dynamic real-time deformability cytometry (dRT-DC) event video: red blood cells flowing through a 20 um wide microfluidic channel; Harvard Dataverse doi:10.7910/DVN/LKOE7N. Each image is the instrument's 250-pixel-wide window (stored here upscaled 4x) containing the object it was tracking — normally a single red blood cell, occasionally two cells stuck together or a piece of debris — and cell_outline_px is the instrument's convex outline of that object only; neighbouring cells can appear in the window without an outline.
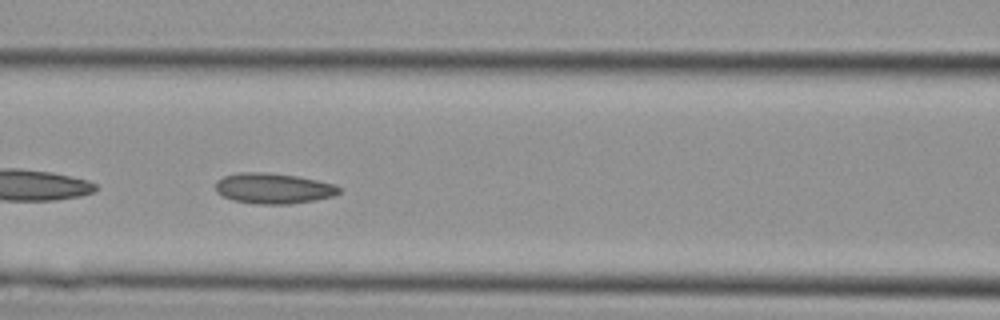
{"species": "Egyptian fruit bat (a non-hibernating species)", "species_latin": "Rousettus aegyptiacus", "temperature_condition": "cold", "stored_images_in_passage": 26, "camera_frame_rate_fps": 3000, "um_per_image_px": 0.085, "animal": {"sex": "female"}, "frame": {"image": 1, "passage_image": 5, "time_ms": 1.333, "image_size_px": [1000, 320], "cell_outline_px": [[340, 192], [332, 196], [316, 200], [288, 204], [256, 204], [232, 200], [216, 192], [216, 180], [224, 176], [240, 172], [268, 172], [296, 176], [316, 180], [332, 184], [340, 188]], "centroid_in_image_um": [23.2, 16.01], "position_along_channel_um": 143.4, "area_um2": 21.91}}
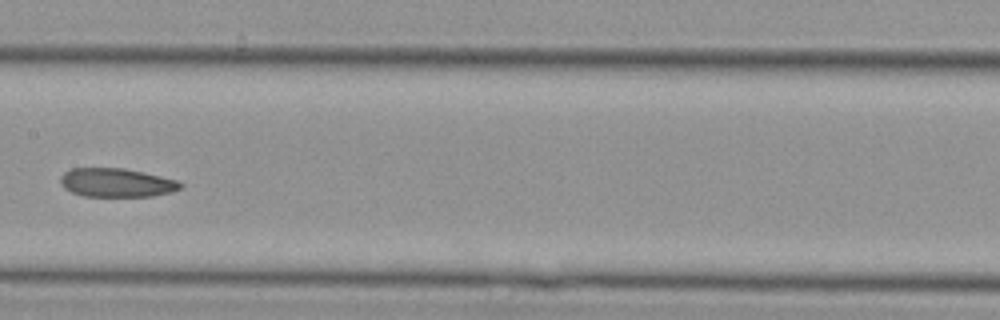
{"frame": {"image": 2, "passage_image": 8, "time_ms": 2.333, "image_size_px": [1000, 320], "cell_outline_px": [[184, 184], [180, 188], [172, 192], [152, 196], [84, 196], [72, 192], [64, 188], [60, 184], [60, 176], [64, 172], [72, 168], [124, 168], [160, 176], [176, 180]], "centroid_in_image_um": [9.88, 15.52], "position_along_channel_um": 197.5, "area_um2": 20.06}}
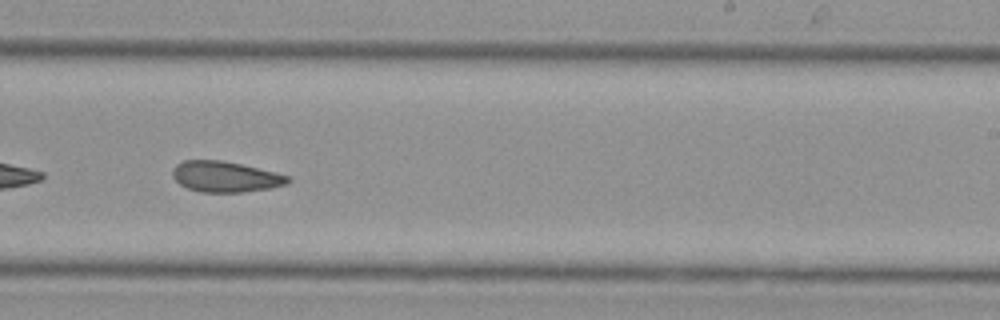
{"frame": {"image": 3, "passage_image": 12, "time_ms": 3.667, "image_size_px": [1000, 320], "cell_outline_px": [[292, 180], [288, 184], [268, 188], [240, 192], [200, 192], [188, 188], [180, 184], [172, 176], [172, 168], [176, 164], [184, 160], [220, 160], [240, 164], [276, 172], [288, 176]], "centroid_in_image_um": [19.14, 15.01], "position_along_channel_um": 269.9, "area_um2": 20.58}}